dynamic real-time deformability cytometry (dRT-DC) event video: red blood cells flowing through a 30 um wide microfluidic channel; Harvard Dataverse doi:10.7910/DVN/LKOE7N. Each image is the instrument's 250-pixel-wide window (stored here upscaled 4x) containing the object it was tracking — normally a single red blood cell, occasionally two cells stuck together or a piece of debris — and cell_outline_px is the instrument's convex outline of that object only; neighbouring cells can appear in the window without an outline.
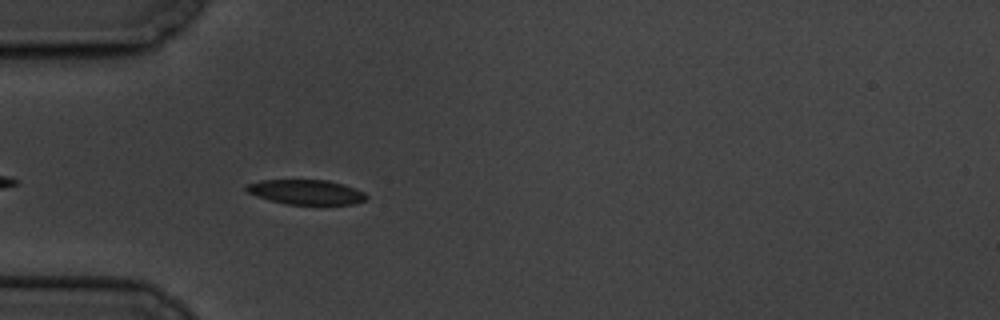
{"species": "common noctule bat (a hibernating species)", "species_latin": "Nyctalus noctula", "temperature_condition": "cold", "stored_images_in_passage": 2, "camera_frame_rate_fps": 3000, "um_per_image_px": 0.085, "animal": {"sex": "male", "body_mass_g": 19.5, "forearm_length_mm": 54.6}, "frame": {"image": 1, "passage_image": 2, "time_ms": 1.333, "image_size_px": [1000, 320], "cell_outline_px": [[368, 200], [352, 204], [288, 204], [272, 200], [248, 192], [244, 188], [244, 184], [260, 180], [328, 180], [344, 184], [356, 188], [364, 192], [368, 196]], "centroid_in_image_um": [26.06, 16.31], "position_along_channel_um": 58.9, "area_um2": 17.28}}